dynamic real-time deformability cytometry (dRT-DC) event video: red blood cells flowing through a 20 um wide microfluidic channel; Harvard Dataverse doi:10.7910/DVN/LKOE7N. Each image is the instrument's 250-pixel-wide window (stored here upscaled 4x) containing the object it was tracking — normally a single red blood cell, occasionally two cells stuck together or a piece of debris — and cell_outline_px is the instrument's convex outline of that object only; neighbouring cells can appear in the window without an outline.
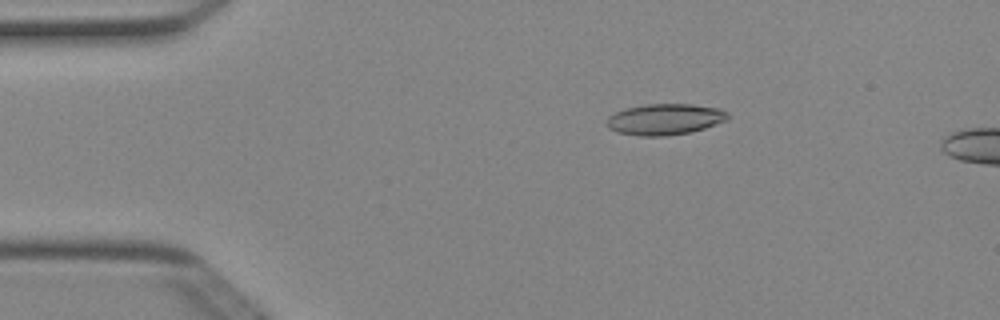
{"species": "Egyptian fruit bat (a non-hibernating species)", "species_latin": "Rousettus aegyptiacus", "temperature_condition": "cold", "stored_images_in_passage": 12, "camera_frame_rate_fps": 3000, "um_per_image_px": 0.085, "animal": {"sex": "female"}, "frame": {"image": 1, "passage_image": 9, "time_ms": 2.667, "image_size_px": [1000, 320], "cell_outline_px": [[728, 120], [704, 128], [688, 132], [664, 136], [640, 136], [616, 132], [608, 128], [604, 124], [608, 116], [624, 108], [648, 104], [692, 104], [720, 108], [728, 112]], "centroid_in_image_um": [56.48, 10.13], "position_along_channel_um": 28.5, "area_um2": 22.08}}